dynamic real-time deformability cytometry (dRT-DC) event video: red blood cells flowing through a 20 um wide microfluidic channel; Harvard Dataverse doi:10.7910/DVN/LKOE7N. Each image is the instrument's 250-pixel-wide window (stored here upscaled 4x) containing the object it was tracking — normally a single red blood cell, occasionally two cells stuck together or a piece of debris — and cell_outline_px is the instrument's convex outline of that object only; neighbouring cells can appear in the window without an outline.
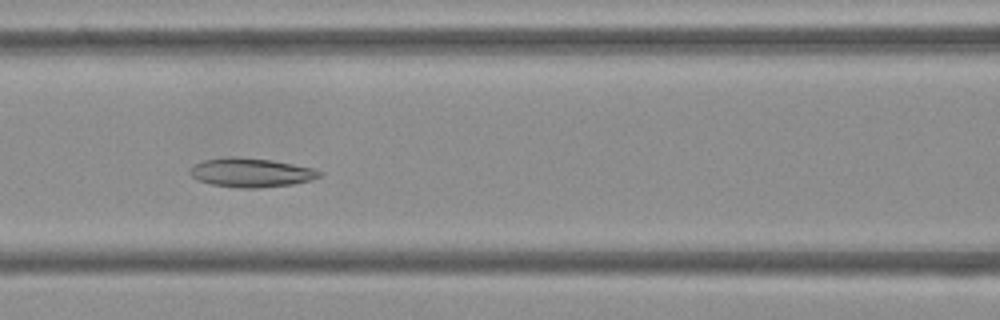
{"species": "Egyptian fruit bat (a non-hibernating species)", "species_latin": "Rousettus aegyptiacus", "temperature_condition": "cold", "stored_images_in_passage": 54, "camera_frame_rate_fps": 3000, "um_per_image_px": 0.085, "frame": {"image": 1, "passage_image": 23, "time_ms": 7.333, "image_size_px": [1000, 320], "cell_outline_px": [[324, 172], [320, 176], [312, 180], [292, 184], [256, 188], [240, 188], [212, 184], [200, 180], [192, 176], [188, 172], [188, 168], [192, 164], [204, 160], [228, 156], [232, 156], [272, 160], [312, 168]], "centroid_in_image_um": [21.31, 14.66], "position_along_channel_um": 145.3, "area_um2": 21.91}}
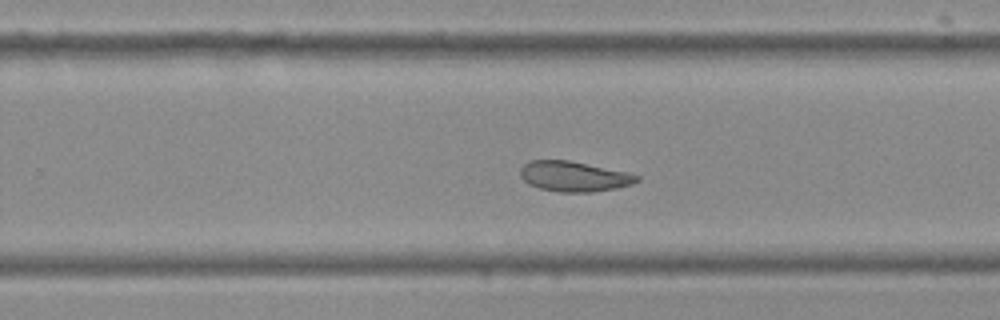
{"frame": {"image": 2, "passage_image": 34, "time_ms": 11.0, "image_size_px": [1000, 320], "cell_outline_px": [[640, 180], [632, 184], [616, 188], [592, 192], [560, 192], [540, 188], [528, 184], [520, 176], [520, 168], [528, 160], [568, 160], [628, 172], [640, 176]], "centroid_in_image_um": [48.78, 14.99], "position_along_channel_um": 281.0, "area_um2": 20.58}}
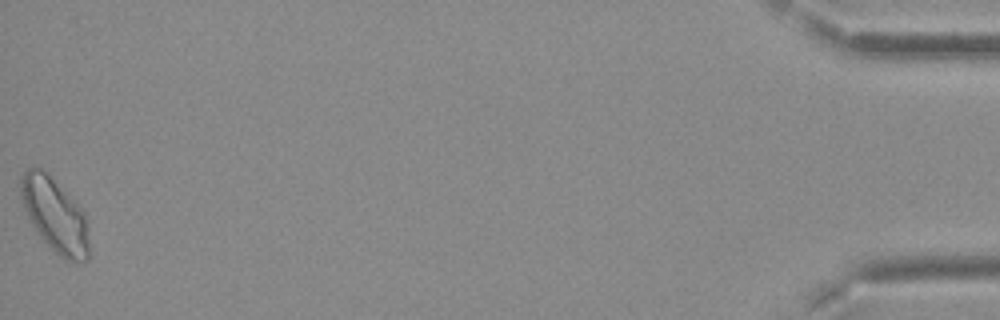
{"frame": {"image": 3, "passage_image": 54, "time_ms": 17.667, "image_size_px": [1000, 320], "cell_outline_px": [[88, 260], [76, 264], [72, 264], [64, 260], [40, 236], [28, 220], [20, 196], [20, 176], [28, 168], [40, 168], [84, 212], [88, 220]], "centroid_in_image_um": [4.66, 18.36], "position_along_channel_um": 430.5, "area_um2": 29.13}}